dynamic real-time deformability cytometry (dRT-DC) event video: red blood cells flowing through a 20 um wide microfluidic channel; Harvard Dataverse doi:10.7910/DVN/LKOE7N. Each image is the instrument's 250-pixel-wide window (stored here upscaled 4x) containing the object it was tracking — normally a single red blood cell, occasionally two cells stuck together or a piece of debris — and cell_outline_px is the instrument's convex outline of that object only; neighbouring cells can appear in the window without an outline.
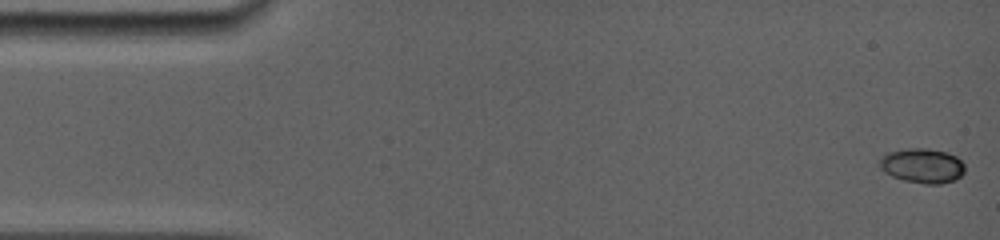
{"species": "common noctule bat (a hibernating species)", "species_latin": "Nyctalus noctula", "temperature_condition": "room temperature", "stored_images_in_passage": 10, "camera_frame_rate_fps": 5000, "um_per_image_px": 0.085, "animal": {"sex": "female", "body_mass_g": 19.0, "forearm_length_mm": 56.7}, "frame": {"image": 1, "passage_image": 1, "time_ms": 0.0, "image_size_px": [1000, 240], "cell_outline_px": [[964, 172], [956, 180], [940, 184], [924, 184], [904, 180], [892, 176], [884, 172], [880, 168], [876, 160], [880, 156], [888, 152], [908, 148], [928, 148], [948, 152], [956, 156], [964, 164]], "centroid_in_image_um": [78.36, 14.07], "position_along_channel_um": 6.6, "area_um2": 17.57}}
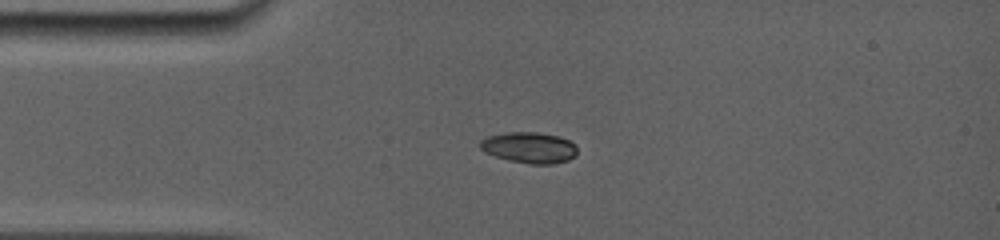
{"frame": {"image": 2, "passage_image": 6, "time_ms": 3.6, "image_size_px": [1000, 240], "cell_outline_px": [[576, 156], [568, 160], [552, 164], [528, 164], [496, 156], [484, 152], [480, 148], [480, 140], [488, 136], [504, 132], [536, 132], [560, 136], [576, 144]], "centroid_in_image_um": [45.0, 12.53], "position_along_channel_um": 40.0, "area_um2": 17.57}}
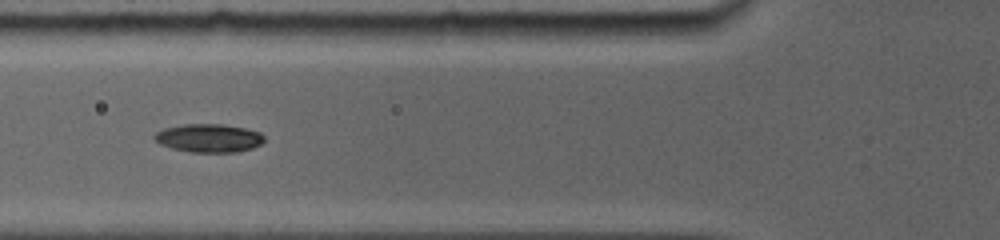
{"frame": {"image": 3, "passage_image": 9, "time_ms": 5.8, "image_size_px": [1000, 240], "cell_outline_px": [[264, 140], [260, 144], [252, 148], [236, 152], [192, 152], [172, 148], [160, 144], [152, 136], [156, 132], [164, 128], [184, 124], [224, 124], [244, 128], [260, 132], [264, 136]], "centroid_in_image_um": [17.74, 11.73], "position_along_channel_um": 108.1, "area_um2": 18.09}}